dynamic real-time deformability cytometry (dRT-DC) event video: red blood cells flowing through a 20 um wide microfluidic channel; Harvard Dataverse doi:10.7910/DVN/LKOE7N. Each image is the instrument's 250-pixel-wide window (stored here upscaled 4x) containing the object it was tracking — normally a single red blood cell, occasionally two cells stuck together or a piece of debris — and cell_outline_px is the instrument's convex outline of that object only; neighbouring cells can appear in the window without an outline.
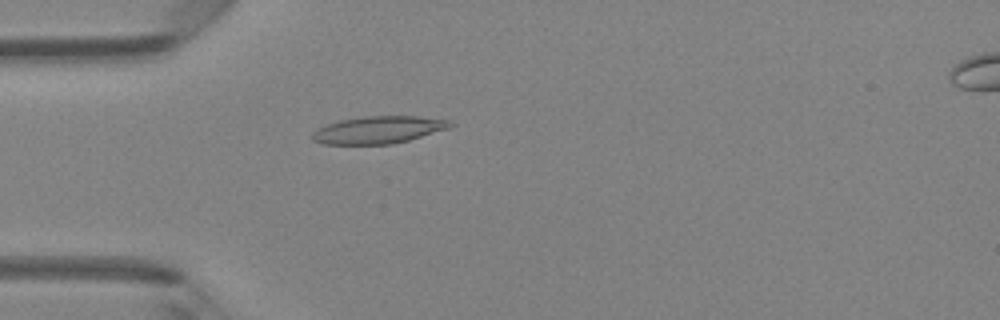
{"species": "Egyptian fruit bat (a non-hibernating species)", "species_latin": "Rousettus aegyptiacus", "temperature_condition": "room temperature", "stored_images_in_passage": 37, "camera_frame_rate_fps": 3000, "um_per_image_px": 0.085, "animal": {"sex": "female"}, "frame": {"image": 1, "passage_image": 3, "time_ms": 0.667, "image_size_px": [1000, 320], "cell_outline_px": [[456, 124], [448, 128], [408, 140], [392, 144], [320, 144], [312, 140], [312, 132], [316, 128], [340, 120], [364, 116], [416, 116], [452, 120]], "centroid_in_image_um": [32.15, 11.03], "position_along_channel_um": 52.8, "area_um2": 22.02}}
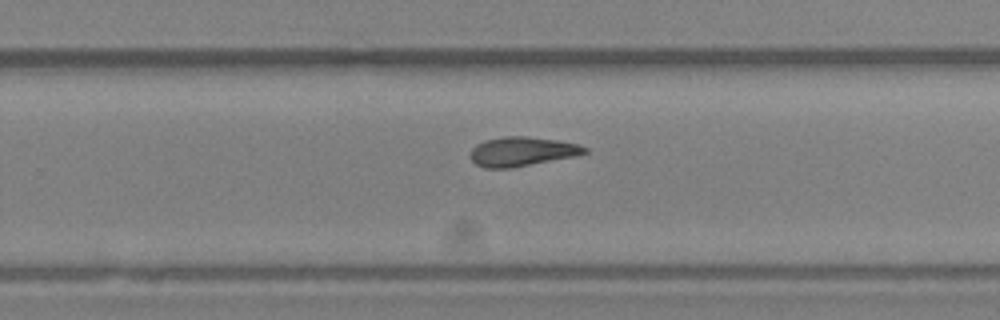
{"frame": {"image": 2, "passage_image": 20, "time_ms": 6.333, "image_size_px": [1000, 320], "cell_outline_px": [[588, 152], [572, 156], [512, 168], [484, 168], [476, 164], [468, 156], [472, 148], [476, 144], [484, 140], [504, 136], [528, 136], [556, 140], [576, 144], [588, 148]], "centroid_in_image_um": [44.29, 12.87], "position_along_channel_um": 285.5, "area_um2": 19.42}}
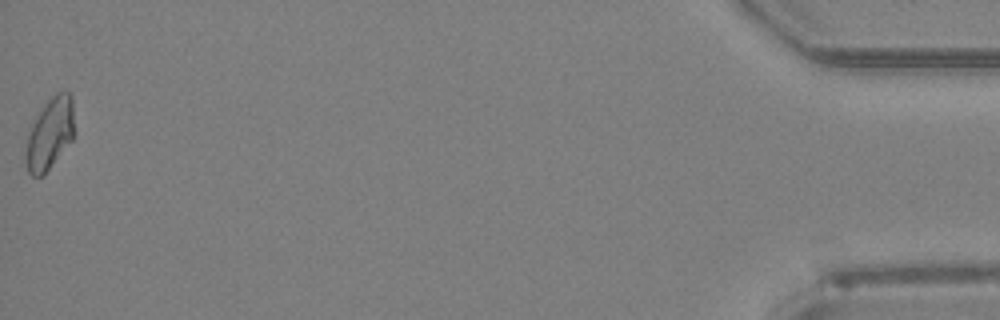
{"frame": {"image": 3, "passage_image": 37, "time_ms": 12.0, "image_size_px": [1000, 320], "cell_outline_px": [[76, 132], [72, 140], [44, 176], [32, 176], [28, 172], [24, 160], [24, 152], [28, 132], [36, 112], [56, 92], [68, 92], [72, 96]], "centroid_in_image_um": [4.23, 11.37], "position_along_channel_um": 431.0, "area_um2": 21.1}, "authors_computed_cell_mechanics": {"area_um2": 19.4208, "velocity_mm_per_s": 4.2578, "shape_relaxation_time_tau1_ms": null, "shape_relaxation_time_tau2_ms": 6.6819, "deformation_change_tau1": null, "deformation_change_tau2": 0.1727}}